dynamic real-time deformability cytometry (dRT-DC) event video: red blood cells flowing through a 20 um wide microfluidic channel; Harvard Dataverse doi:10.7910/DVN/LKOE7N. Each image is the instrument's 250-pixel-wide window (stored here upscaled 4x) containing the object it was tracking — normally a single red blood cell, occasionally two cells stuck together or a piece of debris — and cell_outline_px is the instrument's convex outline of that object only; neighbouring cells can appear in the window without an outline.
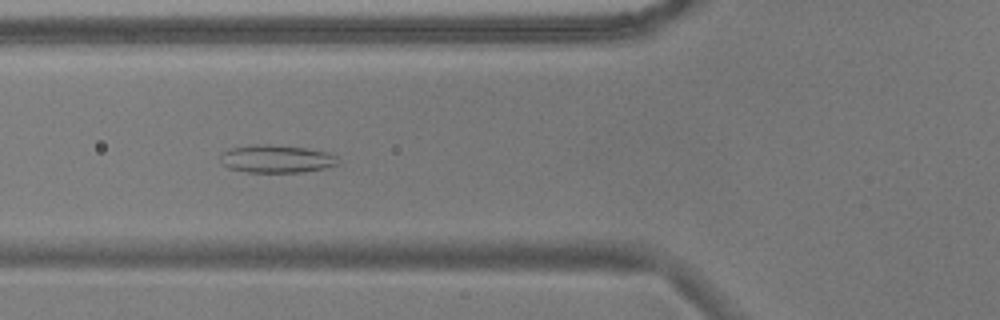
{"species": "common noctule bat (a hibernating species)", "species_latin": "Nyctalus noctula", "temperature_condition": "warm", "stored_images_in_passage": 53, "camera_frame_rate_fps": 3000, "um_per_image_px": 0.085, "animal": {"sex": "male", "body_mass_g": 17.9}, "frame": {"image": 1, "passage_image": 19, "time_ms": 6.0, "image_size_px": [1000, 320], "cell_outline_px": [[340, 160], [336, 164], [324, 168], [304, 172], [248, 172], [228, 168], [224, 164], [220, 156], [224, 152], [232, 148], [260, 144], [268, 144], [304, 148], [328, 152], [336, 156]], "centroid_in_image_um": [23.53, 13.51], "position_along_channel_um": 102.3, "area_um2": 18.79}}
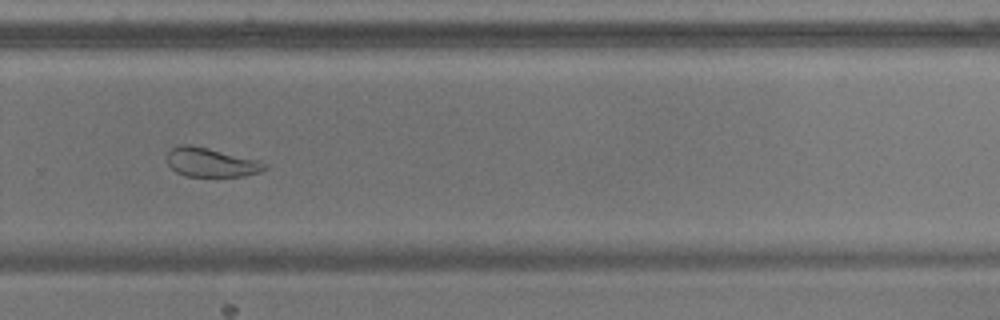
{"frame": {"image": 2, "passage_image": 36, "time_ms": 11.667, "image_size_px": [1000, 320], "cell_outline_px": [[268, 168], [260, 172], [240, 176], [184, 176], [176, 172], [168, 164], [168, 152], [172, 148], [180, 144], [188, 144], [208, 148], [260, 160], [268, 164]], "centroid_in_image_um": [17.97, 13.8], "position_along_channel_um": 311.8, "area_um2": 16.53}}
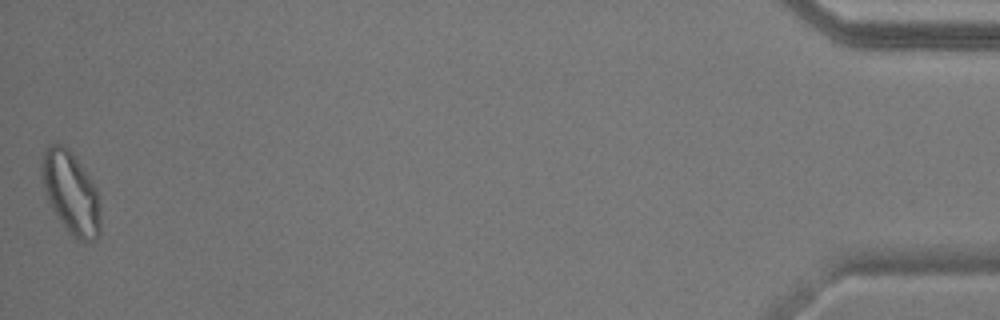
{"frame": {"image": 3, "passage_image": 53, "time_ms": 17.333, "image_size_px": [1000, 320], "cell_outline_px": [[100, 232], [92, 240], [84, 244], [72, 236], [68, 232], [56, 216], [48, 200], [44, 188], [40, 172], [40, 164], [44, 152], [48, 144], [64, 144], [72, 152], [96, 188], [100, 204]], "centroid_in_image_um": [6.01, 16.39], "position_along_channel_um": 429.2, "area_um2": 28.26}, "authors_computed_cell_mechanics": {"area_um2": 21.5016, "velocity_mm_per_s": 3.6997, "shape_relaxation_time_tau1_ms": null, "shape_relaxation_time_tau2_ms": 4.9029, "deformation_change_tau1": null, "deformation_change_tau2": 0.1228}}